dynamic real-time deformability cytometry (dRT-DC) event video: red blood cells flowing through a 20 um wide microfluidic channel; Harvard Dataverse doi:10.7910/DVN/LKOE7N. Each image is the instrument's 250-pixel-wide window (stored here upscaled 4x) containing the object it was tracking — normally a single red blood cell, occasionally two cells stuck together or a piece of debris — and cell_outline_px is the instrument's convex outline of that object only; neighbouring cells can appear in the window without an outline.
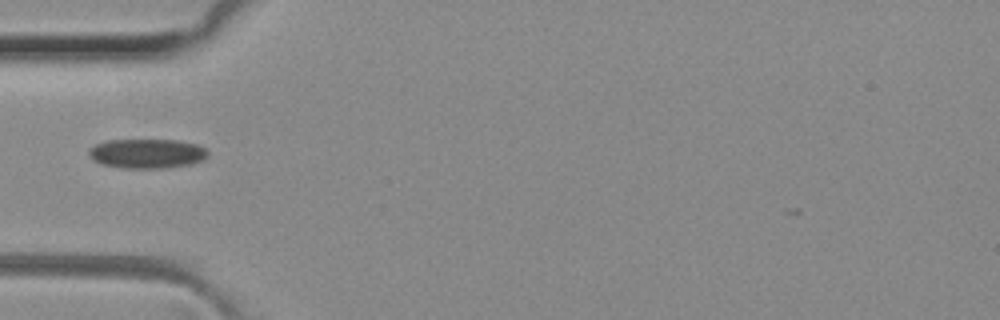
{"species": "common noctule bat (a hibernating species)", "species_latin": "Nyctalus noctula", "temperature_condition": "room temperature", "stored_images_in_passage": 35, "camera_frame_rate_fps": 3000, "um_per_image_px": 0.085, "animal": {"sex": "female", "body_mass_g": 29.2, "forearm_length_mm": 56.3}, "frame": {"image": 1, "passage_image": 1, "time_ms": 0.0, "image_size_px": [1000, 320], "cell_outline_px": [[208, 156], [204, 160], [192, 164], [168, 168], [120, 168], [100, 164], [92, 160], [88, 156], [88, 148], [96, 144], [108, 140], [176, 140], [196, 144], [204, 148], [208, 152]], "centroid_in_image_um": [12.47, 13.06], "position_along_channel_um": 72.5, "area_um2": 20.75}}
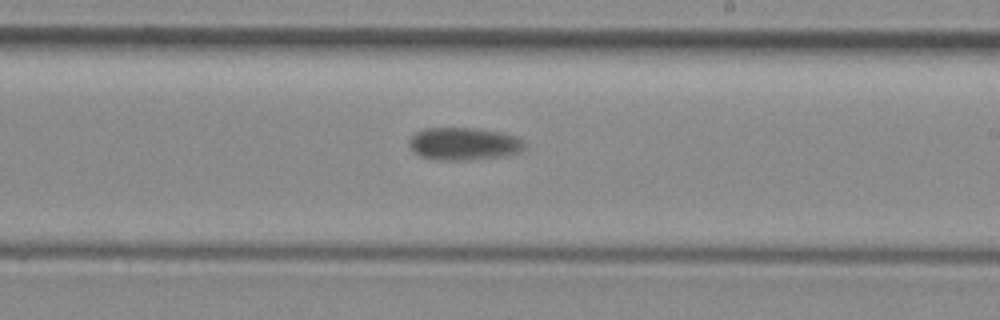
{"frame": {"image": 2, "passage_image": 15, "time_ms": 4.667, "image_size_px": [1000, 320], "cell_outline_px": [[524, 148], [520, 152], [504, 156], [464, 160], [440, 160], [420, 156], [408, 144], [408, 140], [416, 132], [424, 128], [476, 128], [504, 132], [516, 136], [524, 140]], "centroid_in_image_um": [39.45, 12.21], "position_along_channel_um": 249.5, "area_um2": 22.02}}
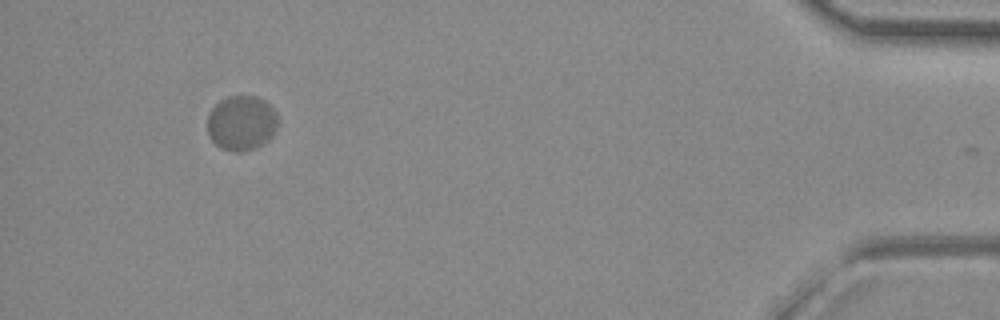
{"frame": {"image": 3, "passage_image": 34, "time_ms": 11.0, "image_size_px": [1000, 320], "cell_outline_px": [[276, 128], [272, 136], [268, 140], [244, 152], [236, 152], [220, 148], [208, 136], [208, 116], [212, 108], [220, 100], [228, 96], [256, 96], [264, 100], [276, 112]], "centroid_in_image_um": [20.5, 10.45], "position_along_channel_um": 414.7, "area_um2": 22.37}}